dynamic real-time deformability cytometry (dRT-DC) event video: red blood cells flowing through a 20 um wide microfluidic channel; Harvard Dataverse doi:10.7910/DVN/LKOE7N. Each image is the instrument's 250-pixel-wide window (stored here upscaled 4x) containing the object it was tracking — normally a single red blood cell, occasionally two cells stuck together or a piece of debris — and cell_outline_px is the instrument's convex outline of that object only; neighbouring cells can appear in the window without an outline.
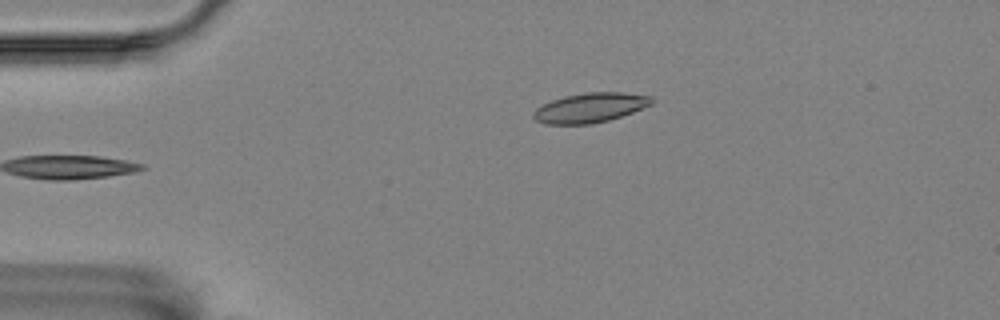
{"species": "Egyptian fruit bat (a non-hibernating species)", "species_latin": "Rousettus aegyptiacus", "temperature_condition": "room temperature", "stored_images_in_passage": 5, "camera_frame_rate_fps": 3000, "um_per_image_px": 0.085, "animal": {"sex": "female"}, "frame": {"image": 1, "passage_image": 5, "time_ms": 1.333, "image_size_px": [1000, 320], "cell_outline_px": [[652, 104], [632, 112], [608, 120], [592, 124], [544, 124], [536, 120], [532, 116], [532, 112], [536, 108], [552, 100], [564, 96], [588, 92], [624, 92], [652, 96]], "centroid_in_image_um": [50.14, 9.15], "position_along_channel_um": 34.9, "area_um2": 20.35}}